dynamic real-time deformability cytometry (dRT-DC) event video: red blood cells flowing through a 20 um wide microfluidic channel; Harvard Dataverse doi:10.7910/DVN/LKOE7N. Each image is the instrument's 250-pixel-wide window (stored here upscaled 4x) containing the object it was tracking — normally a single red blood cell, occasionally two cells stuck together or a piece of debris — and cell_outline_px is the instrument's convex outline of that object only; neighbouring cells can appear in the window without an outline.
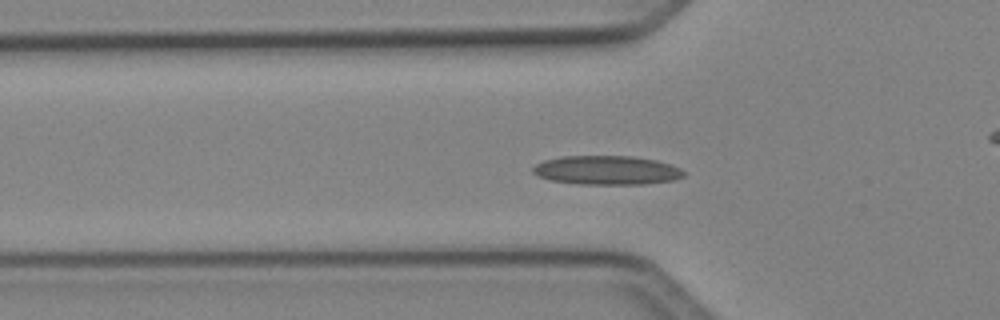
{"species": "Egyptian fruit bat (a non-hibernating species)", "species_latin": "Rousettus aegyptiacus", "temperature_condition": "cold", "stored_images_in_passage": 43, "camera_frame_rate_fps": 3000, "um_per_image_px": 0.085, "animal": {"sex": "female"}, "frame": {"image": 1, "passage_image": 9, "time_ms": 2.667, "image_size_px": [1000, 320], "cell_outline_px": [[684, 176], [672, 180], [644, 184], [580, 184], [548, 180], [536, 176], [532, 172], [532, 168], [536, 164], [544, 160], [560, 156], [632, 156], [656, 160], [680, 168], [684, 172]], "centroid_in_image_um": [51.51, 14.47], "position_along_channel_um": 74.3, "area_um2": 25.55}}
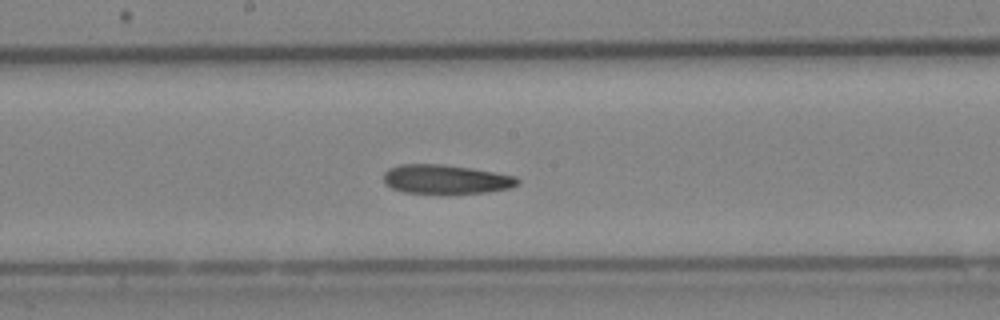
{"frame": {"image": 2, "passage_image": 19, "time_ms": 6.0, "image_size_px": [1000, 320], "cell_outline_px": [[520, 180], [516, 184], [508, 188], [484, 192], [444, 196], [404, 192], [392, 188], [384, 184], [384, 172], [388, 168], [400, 164], [440, 164], [472, 168], [516, 176]], "centroid_in_image_um": [37.84, 15.27], "position_along_channel_um": 210.4, "area_um2": 23.41}}
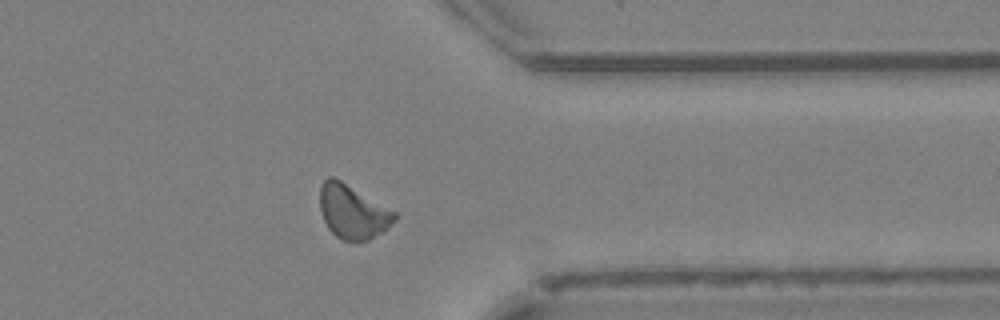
{"frame": {"image": 3, "passage_image": 32, "time_ms": 10.333, "image_size_px": [1000, 320], "cell_outline_px": [[396, 220], [380, 232], [368, 240], [356, 244], [344, 240], [336, 236], [328, 228], [324, 220], [320, 208], [320, 184], [328, 176], [332, 176], [340, 180], [396, 212]], "centroid_in_image_um": [29.95, 18.01], "position_along_channel_um": 381.4, "area_um2": 23.29}}